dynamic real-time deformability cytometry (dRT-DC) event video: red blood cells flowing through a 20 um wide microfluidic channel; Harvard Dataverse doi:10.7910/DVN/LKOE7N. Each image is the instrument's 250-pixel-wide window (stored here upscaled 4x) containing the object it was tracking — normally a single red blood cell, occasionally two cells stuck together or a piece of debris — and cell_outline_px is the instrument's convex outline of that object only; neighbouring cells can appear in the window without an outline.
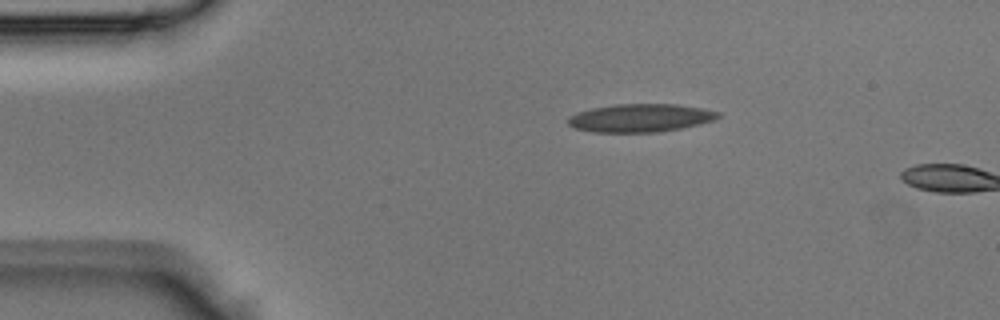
{"species": "Egyptian fruit bat (a non-hibernating species)", "species_latin": "Rousettus aegyptiacus", "temperature_condition": "room temperature", "stored_images_in_passage": 2, "camera_frame_rate_fps": 3000, "um_per_image_px": 0.085, "animal": {"sex": "male"}, "frame": {"image": 1, "passage_image": 1, "time_ms": 0.0, "image_size_px": [1000, 320], "cell_outline_px": [[720, 116], [712, 120], [680, 128], [660, 132], [592, 132], [576, 128], [568, 124], [568, 116], [576, 112], [592, 108], [616, 104], [676, 104], [704, 108], [720, 112]], "centroid_in_image_um": [54.4, 10.02], "position_along_channel_um": 30.6, "area_um2": 24.51}}